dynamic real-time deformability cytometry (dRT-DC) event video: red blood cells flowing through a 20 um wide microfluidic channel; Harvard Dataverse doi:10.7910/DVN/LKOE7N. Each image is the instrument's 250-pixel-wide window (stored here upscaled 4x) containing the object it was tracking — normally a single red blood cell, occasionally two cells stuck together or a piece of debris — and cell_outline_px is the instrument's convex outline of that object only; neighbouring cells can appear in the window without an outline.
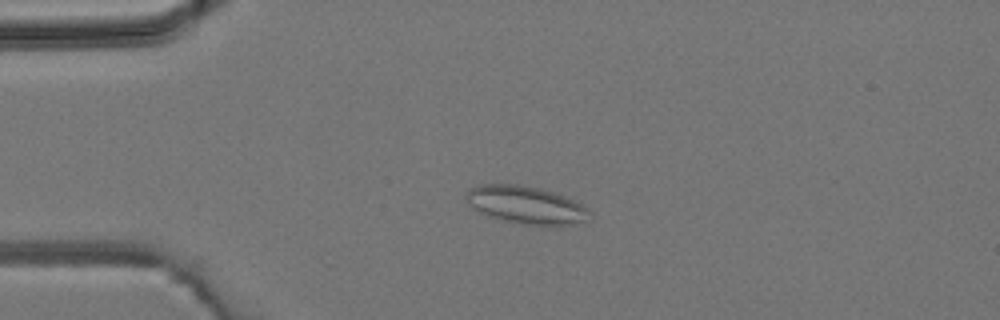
{"species": "common noctule bat (a hibernating species)", "species_latin": "Nyctalus noctula", "temperature_condition": "room temperature", "stored_images_in_passage": 3, "camera_frame_rate_fps": 3000, "um_per_image_px": 0.085, "animal": {"sex": "male", "body_mass_g": 19.2, "forearm_length_mm": 51.8}, "frame": {"image": 1, "passage_image": 2, "time_ms": 1.0, "image_size_px": [1000, 320], "cell_outline_px": [[592, 216], [584, 220], [572, 224], [556, 228], [520, 224], [488, 216], [472, 208], [468, 204], [464, 196], [468, 188], [480, 184], [520, 184], [540, 188], [556, 192], [588, 208], [592, 212]], "centroid_in_image_um": [44.71, 17.44], "position_along_channel_um": 40.3, "area_um2": 27.86}}